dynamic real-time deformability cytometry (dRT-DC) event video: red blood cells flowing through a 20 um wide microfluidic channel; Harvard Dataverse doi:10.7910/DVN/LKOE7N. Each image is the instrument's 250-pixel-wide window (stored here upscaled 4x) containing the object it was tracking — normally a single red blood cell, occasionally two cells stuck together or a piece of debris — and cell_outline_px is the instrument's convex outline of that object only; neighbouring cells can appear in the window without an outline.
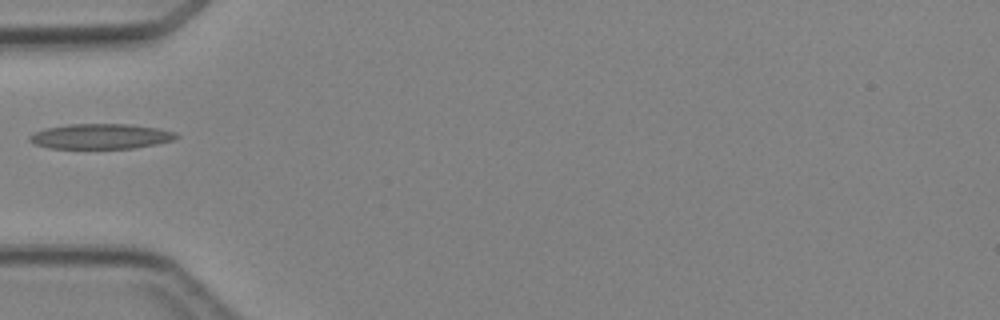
{"species": "Egyptian fruit bat (a non-hibernating species)", "species_latin": "Rousettus aegyptiacus", "temperature_condition": "cold", "stored_images_in_passage": 5, "camera_frame_rate_fps": 3000, "um_per_image_px": 0.085, "animal": {"sex": "female"}, "frame": {"image": 1, "passage_image": 5, "time_ms": 5.0, "image_size_px": [1000, 320], "cell_outline_px": [[180, 136], [172, 140], [156, 144], [132, 148], [52, 148], [36, 144], [28, 140], [28, 136], [36, 132], [48, 128], [68, 124], [128, 124], [160, 128], [176, 132]], "centroid_in_image_um": [8.61, 11.58], "position_along_channel_um": 76.4, "area_um2": 21.33}}